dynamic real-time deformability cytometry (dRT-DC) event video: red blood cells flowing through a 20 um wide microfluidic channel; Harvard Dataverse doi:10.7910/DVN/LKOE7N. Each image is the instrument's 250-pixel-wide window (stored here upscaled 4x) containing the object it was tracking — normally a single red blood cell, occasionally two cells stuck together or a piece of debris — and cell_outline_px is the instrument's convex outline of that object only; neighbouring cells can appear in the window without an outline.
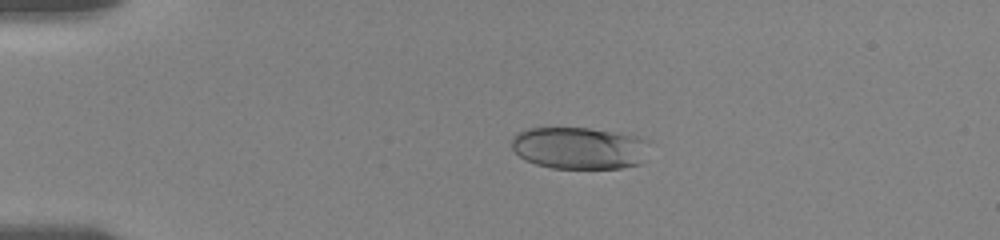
{"species": "human", "species_latin": "Homo sapiens", "temperature_condition": "room temperature", "stored_images_in_passage": 55, "camera_frame_rate_fps": 3000, "um_per_image_px": 0.085, "donor": {"sex": "female"}, "frame": {"image": 1, "passage_image": 12, "time_ms": 3.667, "image_size_px": [1000, 240], "cell_outline_px": [[648, 140], [640, 164], [620, 168], [552, 168], [536, 164], [524, 160], [512, 148], [512, 136], [516, 132], [528, 128], [588, 128], [636, 136]], "centroid_in_image_um": [49.17, 12.58], "position_along_channel_um": 35.8, "area_um2": 33.52}}
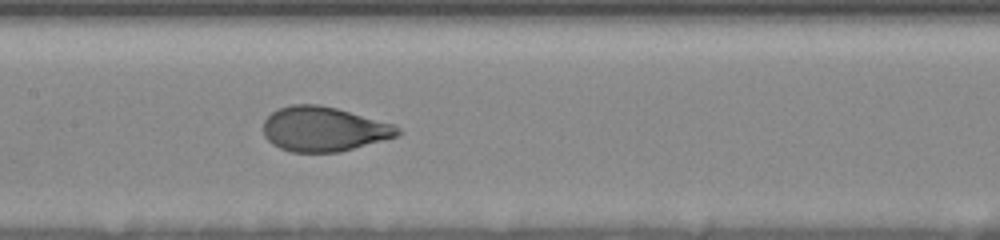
{"frame": {"image": 2, "passage_image": 28, "time_ms": 9.0, "image_size_px": [1000, 240], "cell_outline_px": [[404, 132], [396, 136], [340, 152], [292, 152], [280, 148], [272, 144], [264, 136], [264, 120], [272, 112], [280, 108], [292, 104], [320, 104], [336, 108], [392, 124], [400, 128]], "centroid_in_image_um": [27.5, 10.97], "position_along_channel_um": 179.9, "area_um2": 34.74}}
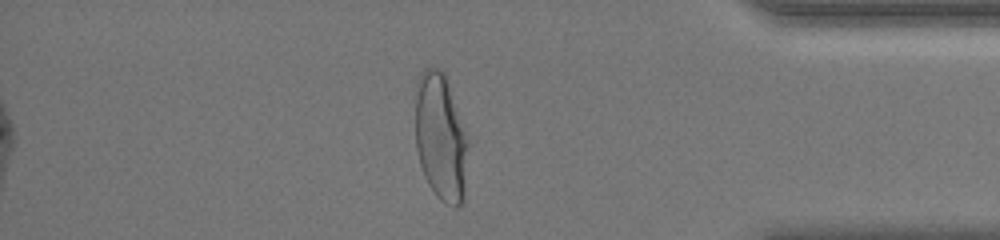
{"frame": {"image": 3, "passage_image": 48, "time_ms": 15.667, "image_size_px": [1000, 240], "cell_outline_px": [[468, 144], [464, 200], [456, 208], [444, 204], [436, 196], [428, 184], [424, 176], [420, 164], [416, 148], [416, 80], [424, 68], [440, 68], [444, 72], [468, 140]], "centroid_in_image_um": [37.45, 11.71], "position_along_channel_um": 397.7, "area_um2": 39.25}, "authors_computed_cell_mechanics": {"area_um2": 35.9516, "velocity_mm_per_s": 3.6153, "shape_relaxation_time_tau1_ms": 4.1753, "shape_relaxation_time_tau2_ms": null, "deformation_change_tau1": 0.1778, "deformation_change_tau2": null}}